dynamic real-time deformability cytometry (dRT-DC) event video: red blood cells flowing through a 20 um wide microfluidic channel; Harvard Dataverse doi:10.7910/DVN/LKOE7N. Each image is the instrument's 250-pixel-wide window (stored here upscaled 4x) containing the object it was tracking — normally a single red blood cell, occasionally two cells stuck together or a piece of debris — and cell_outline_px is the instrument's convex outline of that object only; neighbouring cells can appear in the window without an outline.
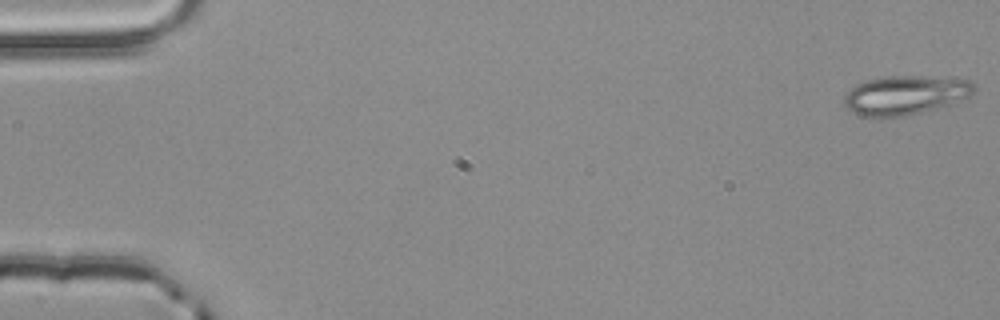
{"species": "common noctule bat (a hibernating species)", "species_latin": "Nyctalus noctula", "temperature_condition": "room temperature", "stored_images_in_passage": 4, "camera_frame_rate_fps": 3000, "um_per_image_px": 0.085, "animal": {"sex": "male", "body_mass_g": 20.4}, "frame": {"image": 1, "passage_image": 1, "time_ms": 0.0, "image_size_px": [1000, 320], "cell_outline_px": [[976, 92], [972, 96], [936, 108], [904, 116], [864, 116], [848, 108], [844, 104], [844, 96], [856, 84], [868, 80], [884, 76], [920, 76], [968, 80], [976, 84]], "centroid_in_image_um": [76.99, 8.06], "position_along_channel_um": 8.0, "area_um2": 29.19}}